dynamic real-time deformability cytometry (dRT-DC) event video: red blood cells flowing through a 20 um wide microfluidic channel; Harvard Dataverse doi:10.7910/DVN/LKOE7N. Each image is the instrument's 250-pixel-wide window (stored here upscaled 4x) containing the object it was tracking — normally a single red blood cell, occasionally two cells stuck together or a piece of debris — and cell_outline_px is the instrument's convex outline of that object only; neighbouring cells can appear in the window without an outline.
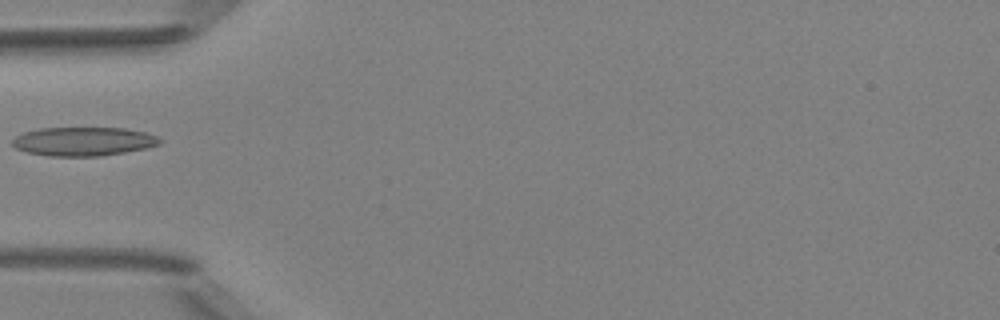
{"species": "Egyptian fruit bat (a non-hibernating species)", "species_latin": "Rousettus aegyptiacus", "temperature_condition": "room temperature", "stored_images_in_passage": 1, "camera_frame_rate_fps": 3000, "um_per_image_px": 0.085, "animal": {"sex": "female"}, "frame": {"image": 1, "passage_image": 1, "time_ms": 0.0, "image_size_px": [1000, 320], "cell_outline_px": [[160, 144], [144, 148], [124, 152], [100, 156], [48, 156], [28, 152], [16, 148], [12, 144], [12, 140], [16, 136], [24, 132], [40, 128], [124, 128], [144, 132], [156, 136], [160, 140]], "centroid_in_image_um": [7.06, 12.02], "position_along_channel_um": 77.9, "area_um2": 24.51}}